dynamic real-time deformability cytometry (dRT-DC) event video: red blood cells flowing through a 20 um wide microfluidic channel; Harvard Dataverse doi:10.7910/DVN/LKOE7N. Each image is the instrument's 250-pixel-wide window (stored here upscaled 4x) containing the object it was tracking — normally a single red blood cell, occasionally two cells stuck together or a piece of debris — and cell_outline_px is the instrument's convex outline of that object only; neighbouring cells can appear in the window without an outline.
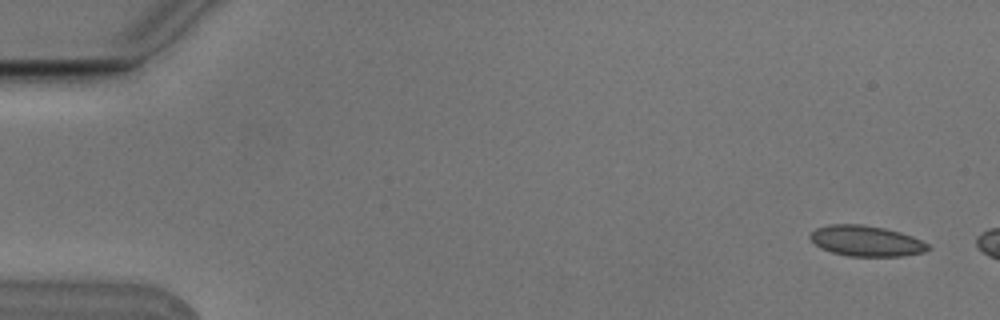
{"species": "Egyptian fruit bat (a non-hibernating species)", "species_latin": "Rousettus aegyptiacus", "temperature_condition": "cold", "stored_images_in_passage": 7, "camera_frame_rate_fps": 3000, "um_per_image_px": 0.085, "animal": {"sex": "male"}, "frame": {"image": 1, "passage_image": 1, "time_ms": 0.0, "image_size_px": [1000, 320], "cell_outline_px": [[932, 248], [924, 252], [904, 256], [848, 256], [832, 252], [820, 248], [808, 236], [816, 228], [828, 224], [860, 224], [884, 228], [900, 232], [912, 236], [928, 244]], "centroid_in_image_um": [73.63, 20.48], "position_along_channel_um": 11.4, "area_um2": 21.04}}